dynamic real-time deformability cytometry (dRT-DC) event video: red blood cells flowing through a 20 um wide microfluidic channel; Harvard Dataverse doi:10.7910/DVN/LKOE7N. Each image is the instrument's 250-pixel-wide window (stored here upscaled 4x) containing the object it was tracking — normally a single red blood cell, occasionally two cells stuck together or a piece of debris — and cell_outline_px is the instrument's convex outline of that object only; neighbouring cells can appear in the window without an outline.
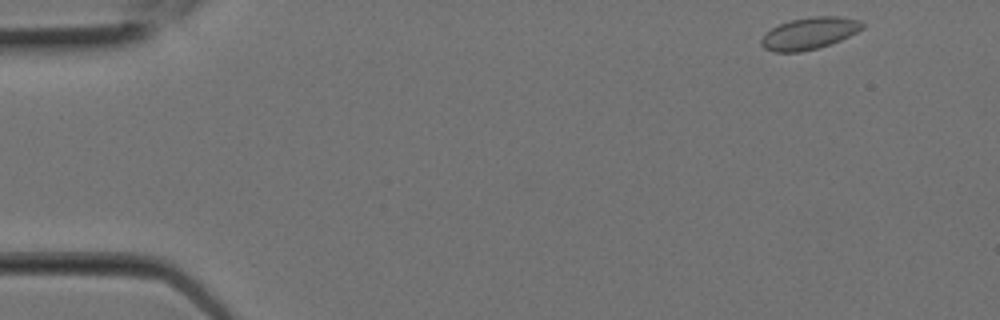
{"species": "Egyptian fruit bat (a non-hibernating species)", "species_latin": "Rousettus aegyptiacus", "temperature_condition": "room temperature", "stored_images_in_passage": 7, "camera_frame_rate_fps": 3000, "um_per_image_px": 0.085, "animal": {"sex": "female"}, "frame": {"image": 1, "passage_image": 1, "time_ms": 0.0, "image_size_px": [1000, 320], "cell_outline_px": [[864, 24], [856, 32], [840, 40], [816, 48], [800, 52], [772, 52], [764, 48], [760, 44], [760, 40], [772, 28], [780, 24], [792, 20], [812, 16], [836, 16], [860, 20]], "centroid_in_image_um": [68.76, 2.84], "position_along_channel_um": 16.2, "area_um2": 18.44}}
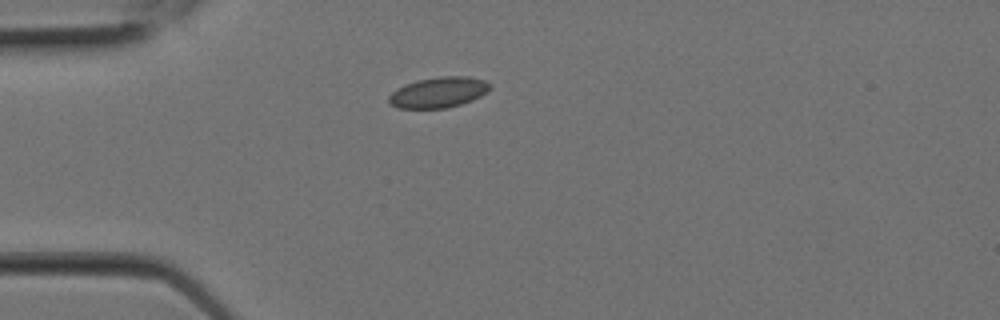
{"frame": {"image": 2, "passage_image": 5, "time_ms": 1.333, "image_size_px": [1000, 320], "cell_outline_px": [[492, 88], [488, 92], [472, 100], [460, 104], [444, 108], [396, 108], [388, 100], [388, 96], [396, 88], [404, 84], [416, 80], [440, 76], [468, 76], [484, 80], [492, 84]], "centroid_in_image_um": [37.28, 7.83], "position_along_channel_um": 47.7, "area_um2": 18.21}}
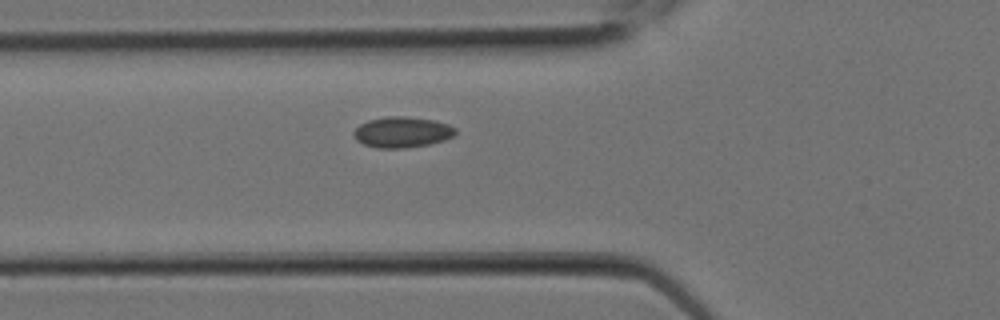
{"frame": {"image": 3, "passage_image": 7, "time_ms": 2.0, "image_size_px": [1000, 320], "cell_outline_px": [[456, 132], [452, 136], [444, 140], [432, 144], [404, 148], [376, 148], [364, 144], [356, 140], [352, 132], [360, 124], [368, 120], [388, 116], [408, 116], [436, 120], [448, 124], [456, 128]], "centroid_in_image_um": [34.19, 11.23], "position_along_channel_um": 91.6, "area_um2": 18.44}}